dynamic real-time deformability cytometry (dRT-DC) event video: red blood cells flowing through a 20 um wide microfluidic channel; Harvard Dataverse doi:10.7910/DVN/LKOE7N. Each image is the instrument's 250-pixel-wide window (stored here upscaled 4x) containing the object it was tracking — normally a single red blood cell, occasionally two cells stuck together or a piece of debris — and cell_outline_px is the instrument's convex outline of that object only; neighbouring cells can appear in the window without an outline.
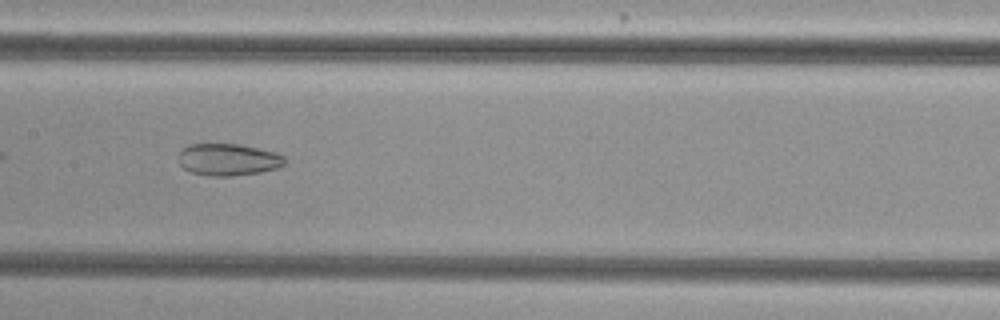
{"species": "common noctule bat (a hibernating species)", "species_latin": "Nyctalus noctula", "temperature_condition": "cold", "stored_images_in_passage": 31, "camera_frame_rate_fps": 3000, "um_per_image_px": 0.085, "animal": {"sex": "female", "body_mass_g": 29.2, "forearm_length_mm": 56.3}, "frame": {"image": 1, "passage_image": 10, "time_ms": 3.0, "image_size_px": [1000, 320], "cell_outline_px": [[284, 164], [276, 168], [260, 172], [232, 176], [208, 176], [192, 172], [184, 168], [180, 164], [180, 152], [184, 148], [192, 144], [240, 144], [276, 152], [284, 156]], "centroid_in_image_um": [19.41, 13.56], "position_along_channel_um": 188.0, "area_um2": 19.59}}